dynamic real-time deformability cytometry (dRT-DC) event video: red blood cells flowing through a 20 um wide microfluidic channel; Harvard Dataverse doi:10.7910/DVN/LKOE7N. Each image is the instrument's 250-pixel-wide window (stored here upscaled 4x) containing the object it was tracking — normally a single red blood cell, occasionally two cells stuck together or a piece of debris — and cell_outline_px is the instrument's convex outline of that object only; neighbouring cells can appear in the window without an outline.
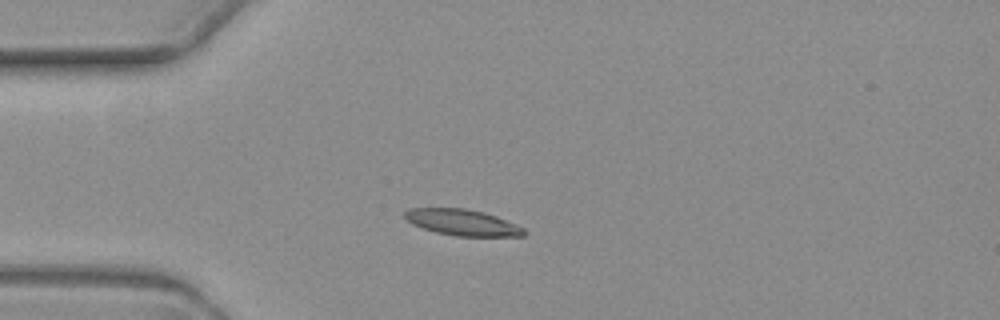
{"species": "common noctule bat (a hibernating species)", "species_latin": "Nyctalus noctula", "temperature_condition": "warm", "stored_images_in_passage": 6, "camera_frame_rate_fps": 3000, "um_per_image_px": 0.085, "animal": {"sex": "female", "body_mass_g": 19.3, "forearm_length_mm": 54.1}, "frame": {"image": 1, "passage_image": 3, "time_ms": 2.667, "image_size_px": [1000, 320], "cell_outline_px": [[528, 232], [524, 236], [456, 236], [436, 232], [412, 224], [404, 216], [404, 212], [408, 208], [464, 208], [484, 212], [496, 216], [516, 224], [524, 228]], "centroid_in_image_um": [39.33, 18.9], "position_along_channel_um": 45.7, "area_um2": 18.15}}
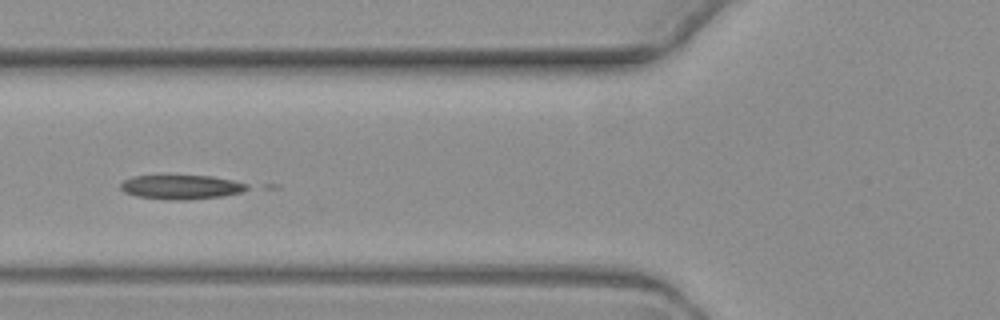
{"frame": {"image": 2, "passage_image": 5, "time_ms": 5.0, "image_size_px": [1000, 320], "cell_outline_px": [[252, 188], [244, 192], [224, 196], [188, 200], [176, 200], [136, 196], [124, 192], [120, 188], [120, 184], [124, 180], [132, 176], [212, 176], [232, 180], [248, 184]], "centroid_in_image_um": [15.47, 15.9], "position_along_channel_um": 110.3, "area_um2": 17.98}}
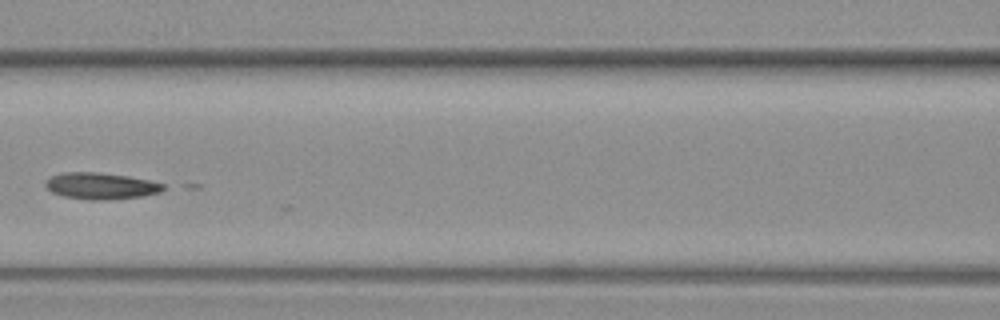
{"frame": {"image": 3, "passage_image": 6, "time_ms": 6.333, "image_size_px": [1000, 320], "cell_outline_px": [[164, 188], [160, 192], [144, 196], [112, 200], [88, 200], [64, 196], [52, 192], [44, 184], [52, 176], [64, 172], [96, 172], [128, 176], [148, 180], [164, 184]], "centroid_in_image_um": [8.59, 15.81], "position_along_channel_um": 158.0, "area_um2": 18.15}}